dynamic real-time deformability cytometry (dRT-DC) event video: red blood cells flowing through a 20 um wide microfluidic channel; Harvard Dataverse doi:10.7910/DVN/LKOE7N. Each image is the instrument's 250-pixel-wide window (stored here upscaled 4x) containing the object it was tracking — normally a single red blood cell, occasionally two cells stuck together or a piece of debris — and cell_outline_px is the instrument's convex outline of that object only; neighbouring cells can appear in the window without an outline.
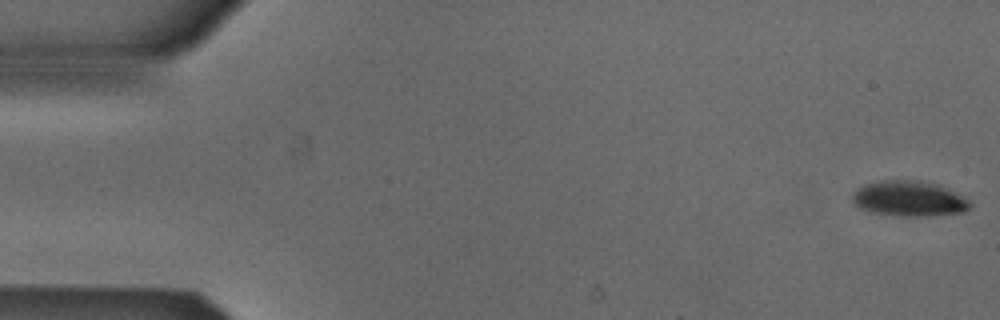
{"species": "Egyptian fruit bat (a non-hibernating species)", "species_latin": "Rousettus aegyptiacus", "temperature_condition": "cold", "stored_images_in_passage": 6, "camera_frame_rate_fps": 3000, "um_per_image_px": 0.085, "animal": {"sex": "male"}, "frame": {"image": 1, "passage_image": 1, "time_ms": 0.0, "image_size_px": [1000, 320], "cell_outline_px": [[972, 204], [964, 212], [932, 216], [900, 216], [872, 212], [860, 208], [852, 200], [852, 196], [856, 188], [864, 184], [876, 180], [924, 180], [940, 184], [964, 196]], "centroid_in_image_um": [77.29, 16.86], "position_along_channel_um": 7.7, "area_um2": 24.68}}
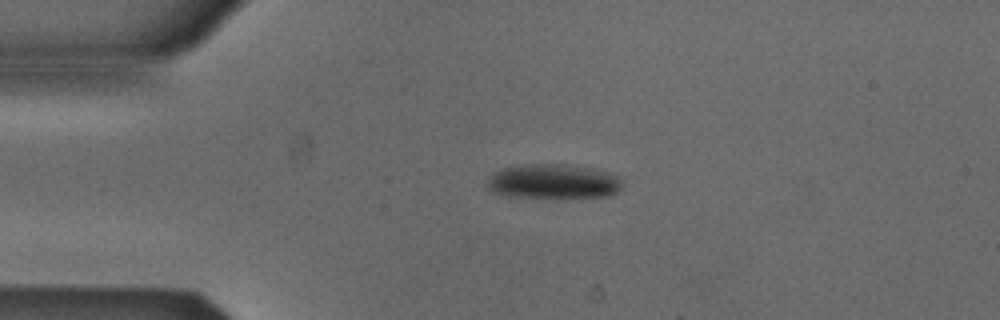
{"frame": {"image": 2, "passage_image": 4, "time_ms": 1.0, "image_size_px": [1000, 320], "cell_outline_px": [[624, 180], [620, 188], [616, 192], [608, 196], [508, 196], [492, 192], [484, 184], [488, 176], [492, 172], [504, 168], [524, 164], [564, 164], [596, 168], [620, 176]], "centroid_in_image_um": [47.01, 15.39], "position_along_channel_um": 38.0, "area_um2": 27.22}}
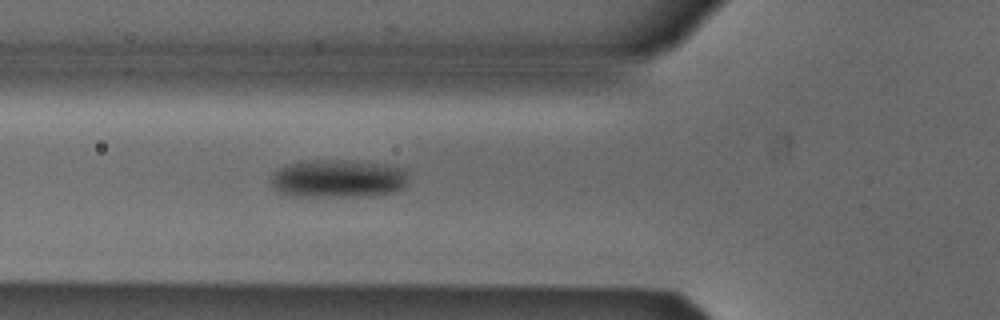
{"frame": {"image": 3, "passage_image": 6, "time_ms": 1.667, "image_size_px": [1000, 320], "cell_outline_px": [[408, 180], [404, 188], [392, 192], [356, 196], [292, 196], [280, 192], [272, 188], [272, 172], [276, 168], [284, 164], [304, 160], [352, 160], [388, 164], [404, 168], [408, 172]], "centroid_in_image_um": [28.72, 15.15], "position_along_channel_um": 97.1, "area_um2": 31.04}}